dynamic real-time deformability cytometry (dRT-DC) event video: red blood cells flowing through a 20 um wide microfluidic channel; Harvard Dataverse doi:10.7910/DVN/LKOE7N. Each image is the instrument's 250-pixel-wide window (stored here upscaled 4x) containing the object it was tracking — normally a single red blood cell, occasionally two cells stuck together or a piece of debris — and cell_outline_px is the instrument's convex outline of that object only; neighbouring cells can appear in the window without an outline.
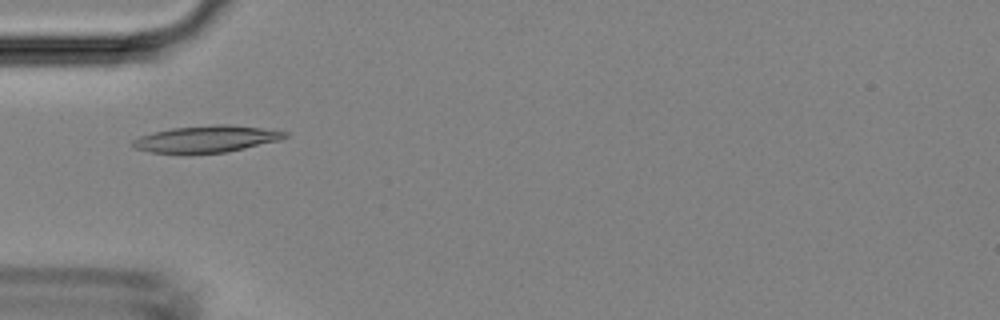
{"species": "Egyptian fruit bat (a non-hibernating species)", "species_latin": "Rousettus aegyptiacus", "temperature_condition": "room temperature", "stored_images_in_passage": 48, "camera_frame_rate_fps": 3000, "um_per_image_px": 0.085, "animal": {"sex": "female"}, "frame": {"image": 1, "passage_image": 15, "time_ms": 4.667, "image_size_px": [1000, 320], "cell_outline_px": [[288, 136], [280, 140], [228, 152], [184, 156], [152, 152], [136, 148], [128, 144], [132, 140], [140, 136], [152, 132], [172, 128], [216, 124], [228, 124], [260, 128], [288, 132]], "centroid_in_image_um": [17.48, 11.85], "position_along_channel_um": 67.5, "area_um2": 24.45}}
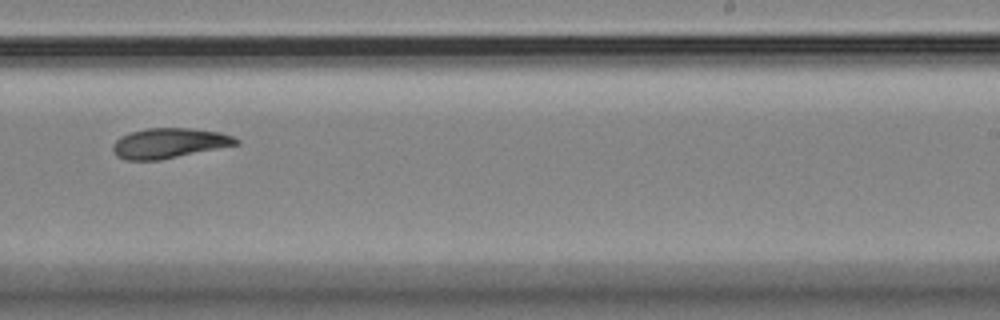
{"frame": {"image": 2, "passage_image": 30, "time_ms": 9.667, "image_size_px": [1000, 320], "cell_outline_px": [[240, 144], [160, 160], [124, 160], [116, 156], [112, 152], [112, 144], [120, 136], [144, 128], [192, 128], [220, 132], [232, 136], [240, 140]], "centroid_in_image_um": [14.35, 12.17], "position_along_channel_um": 274.6, "area_um2": 21.79}}
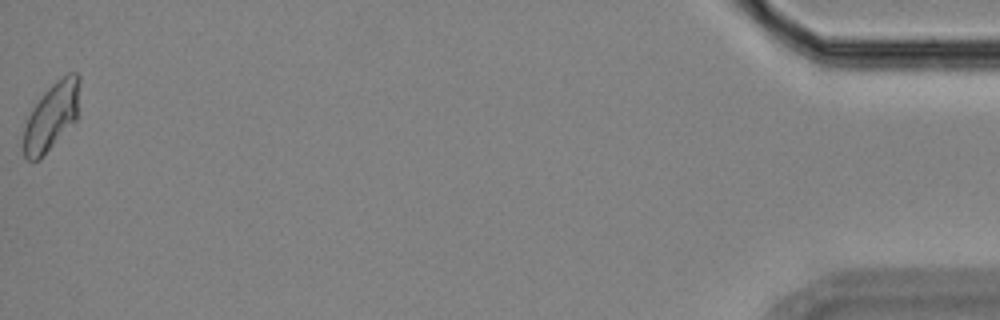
{"frame": {"image": 3, "passage_image": 48, "time_ms": 15.667, "image_size_px": [1000, 320], "cell_outline_px": [[80, 80], [76, 120], [40, 160], [28, 160], [24, 156], [24, 128], [28, 116], [32, 108], [44, 92], [56, 80], [68, 72], [76, 72], [80, 76]], "centroid_in_image_um": [4.39, 9.87], "position_along_channel_um": 430.8, "area_um2": 21.96}}